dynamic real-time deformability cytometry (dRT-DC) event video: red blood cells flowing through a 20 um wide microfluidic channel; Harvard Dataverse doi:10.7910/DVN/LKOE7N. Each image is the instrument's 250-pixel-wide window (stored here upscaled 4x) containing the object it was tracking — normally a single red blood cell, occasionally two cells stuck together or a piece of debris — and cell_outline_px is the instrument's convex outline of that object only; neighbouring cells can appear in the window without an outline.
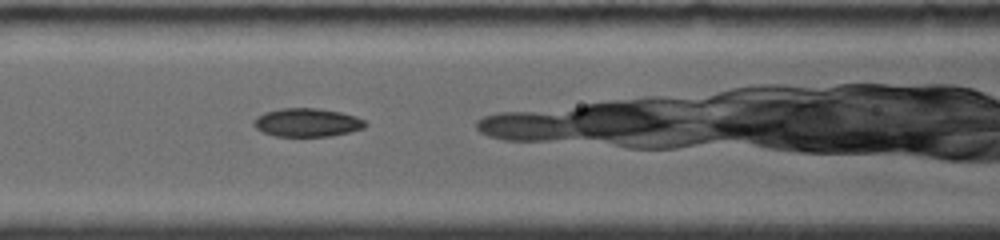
{"species": "common noctule bat (a hibernating species)", "species_latin": "Nyctalus noctula", "temperature_condition": "room temperature", "stored_images_in_passage": 3, "camera_frame_rate_fps": 4000, "um_per_image_px": 0.085, "animal": {"sex": "female", "body_mass_g": 19.0, "forearm_length_mm": 56.7}, "frame": {"image": 1, "passage_image": 3, "time_ms": 1.75, "image_size_px": [1000, 240], "cell_outline_px": [[368, 124], [364, 128], [332, 136], [276, 136], [264, 132], [256, 128], [252, 124], [252, 120], [256, 116], [264, 112], [280, 108], [316, 108], [340, 112], [356, 116], [364, 120]], "centroid_in_image_um": [26.08, 10.4], "position_along_channel_um": 140.5, "area_um2": 18.55}}